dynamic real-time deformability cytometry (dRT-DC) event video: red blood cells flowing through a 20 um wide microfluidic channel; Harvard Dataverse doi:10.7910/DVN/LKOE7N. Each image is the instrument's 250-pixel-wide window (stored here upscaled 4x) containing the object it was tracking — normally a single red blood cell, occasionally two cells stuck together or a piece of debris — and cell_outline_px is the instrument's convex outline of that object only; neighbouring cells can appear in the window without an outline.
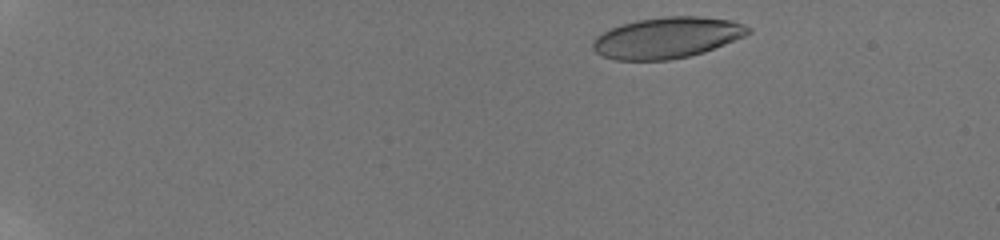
{"species": "human", "species_latin": "Homo sapiens", "temperature_condition": "room temperature", "stored_images_in_passage": 17, "camera_frame_rate_fps": 3000, "um_per_image_px": 0.085, "donor": {"sex": "male"}, "frame": {"image": 1, "passage_image": 3, "time_ms": 0.667, "image_size_px": [1000, 240], "cell_outline_px": [[752, 32], [744, 36], [704, 52], [688, 56], [668, 60], [616, 60], [604, 56], [596, 52], [592, 48], [592, 40], [600, 32], [620, 24], [636, 20], [664, 16], [700, 16], [732, 20], [744, 24], [752, 28]], "centroid_in_image_um": [56.68, 3.19], "position_along_channel_um": 28.3, "area_um2": 37.4}}
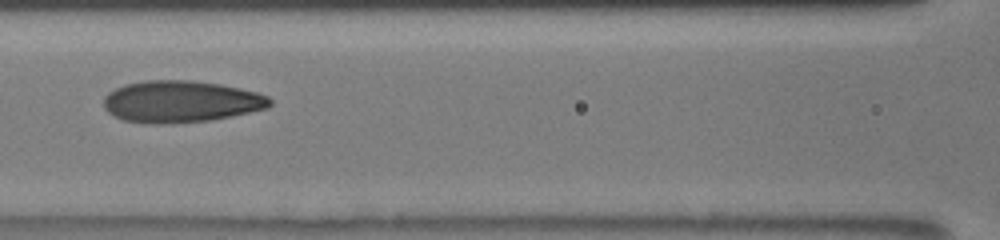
{"frame": {"image": 2, "passage_image": 9, "time_ms": 7.333, "image_size_px": [1000, 240], "cell_outline_px": [[272, 104], [268, 108], [232, 116], [212, 120], [164, 124], [152, 124], [124, 120], [112, 116], [104, 108], [104, 96], [108, 92], [124, 84], [144, 80], [192, 80], [220, 84], [240, 88], [256, 92], [268, 96], [272, 100]], "centroid_in_image_um": [15.36, 8.63], "position_along_channel_um": 151.2, "area_um2": 40.81}}
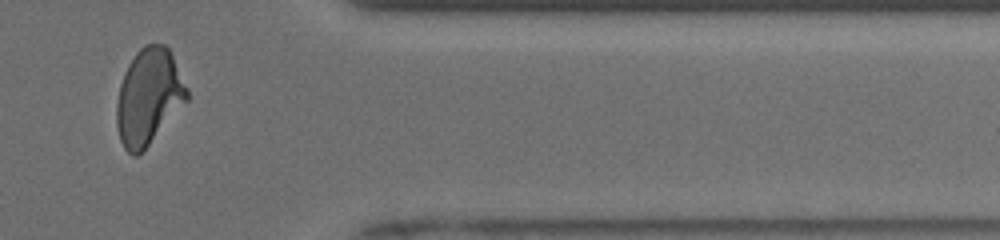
{"frame": {"image": 3, "passage_image": 15, "time_ms": 14.0, "image_size_px": [1000, 240], "cell_outline_px": [[188, 100], [148, 144], [136, 156], [132, 156], [124, 148], [120, 140], [116, 124], [116, 104], [120, 84], [124, 72], [128, 64], [136, 52], [144, 44], [164, 44], [168, 48], [188, 88]], "centroid_in_image_um": [12.62, 8.2], "position_along_channel_um": 398.8, "area_um2": 38.96}, "authors_computed_cell_mechanics": {"area_um2": 38.437, "velocity_mm_per_s": 3.8715, "shape_relaxation_time_tau1_ms": 5.8711, "shape_relaxation_time_tau2_ms": 0.9597, "deformation_change_tau1": 0.186, "deformation_change_tau2": 0.0602}}